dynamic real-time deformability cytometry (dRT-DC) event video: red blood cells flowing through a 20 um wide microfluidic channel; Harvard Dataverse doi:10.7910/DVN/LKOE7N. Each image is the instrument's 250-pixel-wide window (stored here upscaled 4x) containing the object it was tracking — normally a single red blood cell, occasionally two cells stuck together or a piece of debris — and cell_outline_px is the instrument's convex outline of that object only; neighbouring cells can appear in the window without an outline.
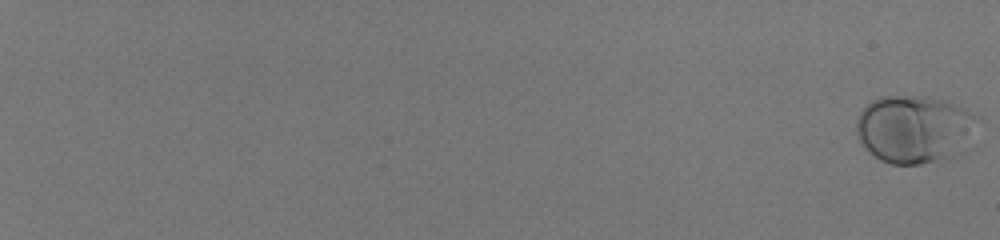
{"species": "human", "species_latin": "Homo sapiens", "temperature_condition": "room temperature", "stored_images_in_passage": 54, "camera_frame_rate_fps": 3000, "um_per_image_px": 0.085, "donor": {"sex": "male"}, "frame": {"image": 1, "passage_image": 1, "time_ms": 0.0, "image_size_px": [1000, 240], "cell_outline_px": [[972, 116], [952, 156], [920, 164], [892, 164], [880, 160], [860, 140], [856, 132], [856, 120], [860, 112], [872, 100], [880, 96], [924, 96], [948, 100], [964, 108]], "centroid_in_image_um": [77.49, 10.92], "position_along_channel_um": 7.5, "area_um2": 45.26}}
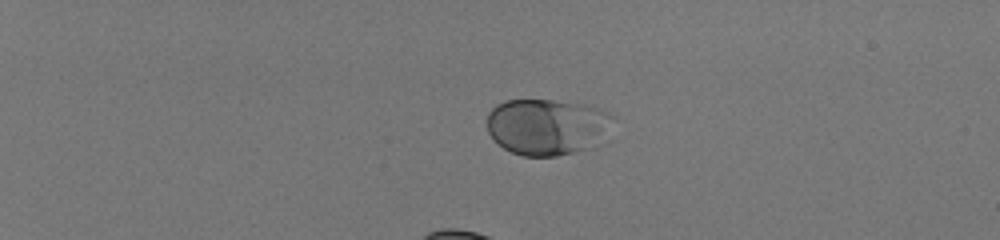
{"frame": {"image": 2, "passage_image": 18, "time_ms": 5.667, "image_size_px": [1000, 240], "cell_outline_px": [[612, 140], [572, 152], [556, 156], [524, 156], [512, 152], [504, 148], [488, 132], [488, 112], [496, 104], [504, 100], [552, 100], [584, 104], [608, 112], [612, 116]], "centroid_in_image_um": [46.58, 10.77], "position_along_channel_um": 38.4, "area_um2": 41.85}, "authors_computed_cell_mechanics": {"area_um2": 38.3214, "velocity_mm_per_s": 3.8902, "shape_relaxation_time_tau1_ms": 1.1912, "shape_relaxation_time_tau2_ms": null, "deformation_change_tau1": 0.097, "deformation_change_tau2": null}}